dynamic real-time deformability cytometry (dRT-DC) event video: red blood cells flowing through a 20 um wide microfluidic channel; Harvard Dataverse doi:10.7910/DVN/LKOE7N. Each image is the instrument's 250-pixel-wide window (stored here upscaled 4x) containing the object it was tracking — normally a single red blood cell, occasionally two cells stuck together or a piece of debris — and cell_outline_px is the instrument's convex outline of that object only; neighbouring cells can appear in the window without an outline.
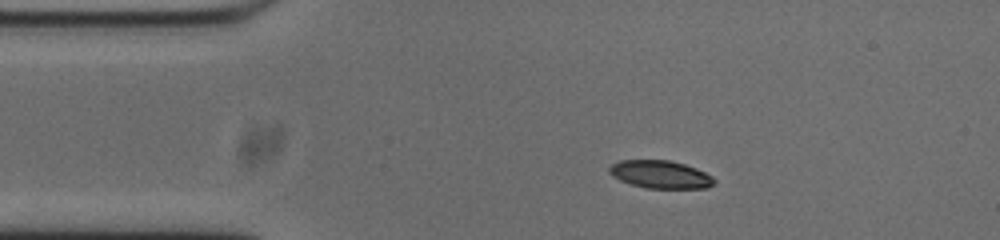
{"species": "common noctule bat (a hibernating species)", "species_latin": "Nyctalus noctula", "temperature_condition": "cold", "stored_images_in_passage": 45, "camera_frame_rate_fps": 3000, "um_per_image_px": 0.085, "animal": {"sex": "male", "body_mass_g": 20.0, "forearm_length_mm": 53.3}, "frame": {"image": 1, "passage_image": 1, "time_ms": 0.0, "image_size_px": [1000, 240], "cell_outline_px": [[716, 180], [708, 188], [644, 188], [620, 180], [612, 176], [608, 172], [608, 168], [612, 164], [620, 160], [668, 160], [684, 164], [696, 168], [712, 176]], "centroid_in_image_um": [56.11, 14.82], "position_along_channel_um": 28.9, "area_um2": 16.99}}
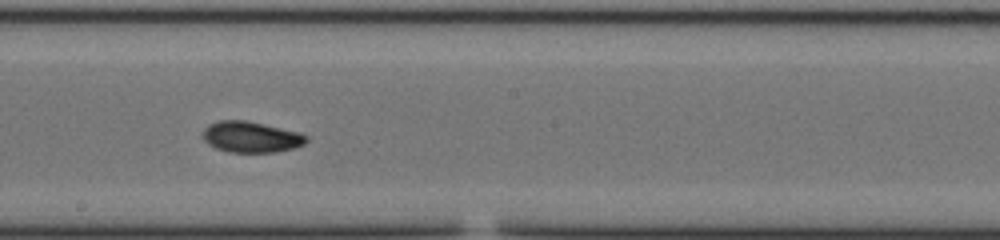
{"frame": {"image": 2, "passage_image": 20, "time_ms": 6.333, "image_size_px": [1000, 240], "cell_outline_px": [[308, 140], [304, 144], [296, 148], [276, 152], [228, 152], [216, 148], [208, 144], [204, 140], [204, 128], [208, 124], [220, 120], [244, 120], [300, 132], [308, 136]], "centroid_in_image_um": [21.36, 11.65], "position_along_channel_um": 226.8, "area_um2": 18.73}}
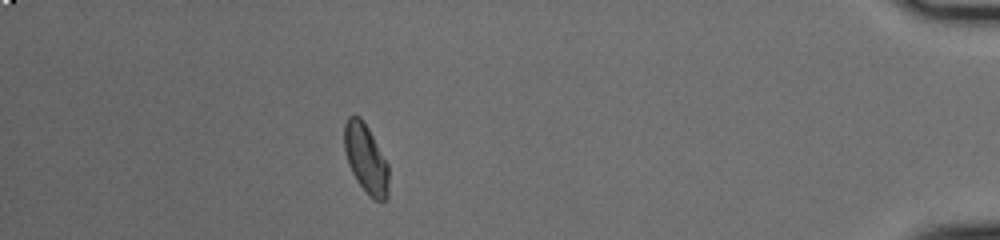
{"frame": {"image": 3, "passage_image": 39, "time_ms": 12.667, "image_size_px": [1000, 240], "cell_outline_px": [[388, 196], [384, 200], [372, 200], [368, 196], [356, 180], [348, 164], [344, 152], [344, 124], [348, 116], [360, 116], [368, 128], [388, 164]], "centroid_in_image_um": [31.08, 13.5], "position_along_channel_um": 404.1, "area_um2": 17.92}, "authors_computed_cell_mechanics": {"area_um2": 17.9758, "velocity_mm_per_s": 3.7429, "shape_relaxation_time_tau1_ms": 6.6221, "shape_relaxation_time_tau2_ms": 1.9026, "deformation_change_tau1": 0.174, "deformation_change_tau2": 0.0502}}